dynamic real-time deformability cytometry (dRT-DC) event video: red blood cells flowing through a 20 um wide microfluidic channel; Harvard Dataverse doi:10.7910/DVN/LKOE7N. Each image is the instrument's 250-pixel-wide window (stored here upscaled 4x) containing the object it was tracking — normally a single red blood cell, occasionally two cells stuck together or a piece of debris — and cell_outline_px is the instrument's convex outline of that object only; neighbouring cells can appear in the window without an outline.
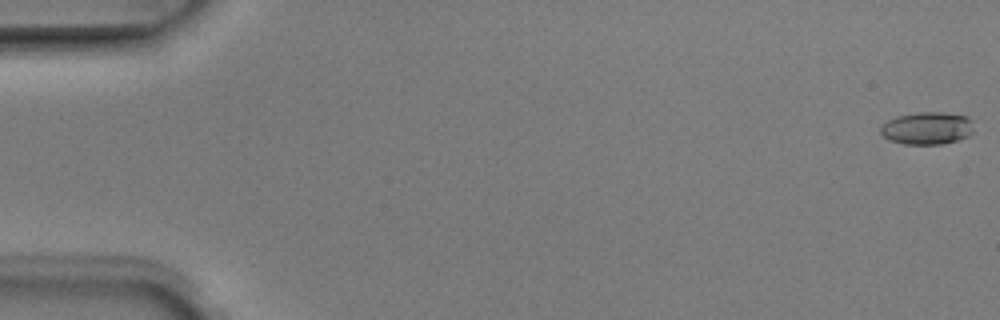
{"species": "Egyptian fruit bat (a non-hibernating species)", "species_latin": "Rousettus aegyptiacus", "temperature_condition": "room temperature", "stored_images_in_passage": 5, "camera_frame_rate_fps": 3000, "um_per_image_px": 0.085, "animal": {"sex": "male"}, "frame": {"image": 1, "passage_image": 1, "time_ms": 0.0, "image_size_px": [1000, 320], "cell_outline_px": [[976, 132], [968, 136], [956, 140], [940, 144], [904, 144], [892, 140], [884, 136], [880, 132], [880, 128], [888, 120], [896, 116], [920, 112], [940, 112], [968, 116], [972, 120]], "centroid_in_image_um": [78.87, 10.89], "position_along_channel_um": 6.1, "area_um2": 17.69}}
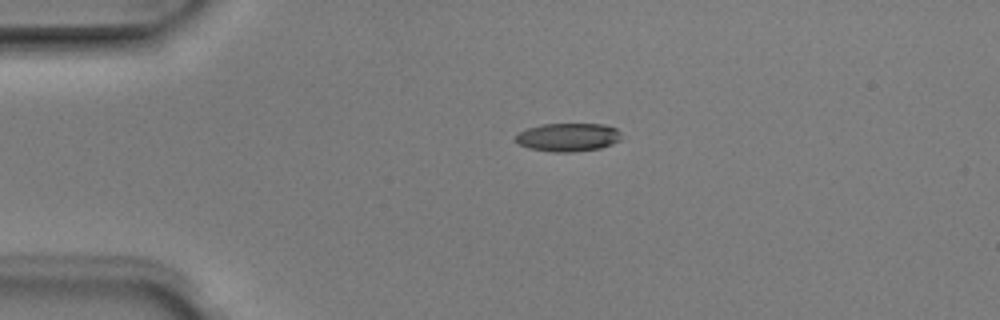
{"frame": {"image": 2, "passage_image": 4, "time_ms": 1.0, "image_size_px": [1000, 320], "cell_outline_px": [[620, 140], [612, 144], [600, 148], [572, 152], [552, 152], [528, 148], [520, 144], [516, 140], [516, 136], [520, 132], [528, 128], [540, 124], [604, 124], [616, 128], [620, 132]], "centroid_in_image_um": [48.3, 11.66], "position_along_channel_um": 36.7, "area_um2": 17.4}}